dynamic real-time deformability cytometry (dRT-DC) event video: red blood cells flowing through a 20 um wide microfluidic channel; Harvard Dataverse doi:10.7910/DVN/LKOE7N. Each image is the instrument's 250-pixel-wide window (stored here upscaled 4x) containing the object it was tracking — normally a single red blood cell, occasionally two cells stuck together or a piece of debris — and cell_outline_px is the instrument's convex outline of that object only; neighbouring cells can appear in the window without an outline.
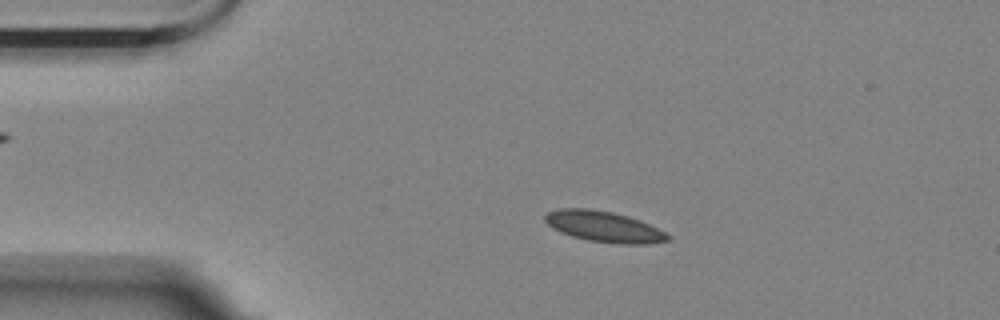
{"species": "Egyptian fruit bat (a non-hibernating species)", "species_latin": "Rousettus aegyptiacus", "temperature_condition": "room temperature", "stored_images_in_passage": 57, "camera_frame_rate_fps": 3000, "um_per_image_px": 0.085, "animal": {"sex": "female"}, "frame": {"image": 1, "passage_image": 11, "time_ms": 3.333, "image_size_px": [1000, 320], "cell_outline_px": [[672, 240], [648, 244], [616, 244], [588, 240], [572, 236], [560, 232], [552, 228], [544, 220], [544, 216], [548, 212], [560, 208], [588, 208], [612, 212], [628, 216], [640, 220], [672, 236]], "centroid_in_image_um": [51.34, 19.27], "position_along_channel_um": 33.7, "area_um2": 22.14}}
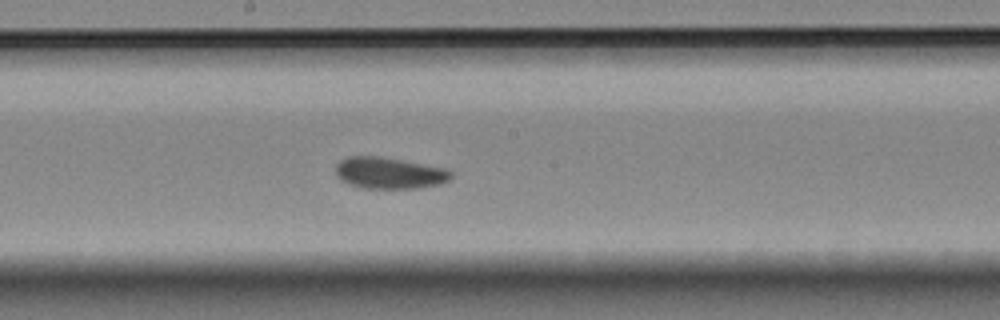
{"frame": {"image": 2, "passage_image": 30, "time_ms": 9.667, "image_size_px": [1000, 320], "cell_outline_px": [[452, 176], [448, 180], [440, 184], [416, 188], [364, 188], [348, 184], [340, 180], [336, 176], [336, 164], [340, 160], [348, 156], [376, 156], [448, 168], [452, 172]], "centroid_in_image_um": [33.07, 14.71], "position_along_channel_um": 215.1, "area_um2": 21.15}}
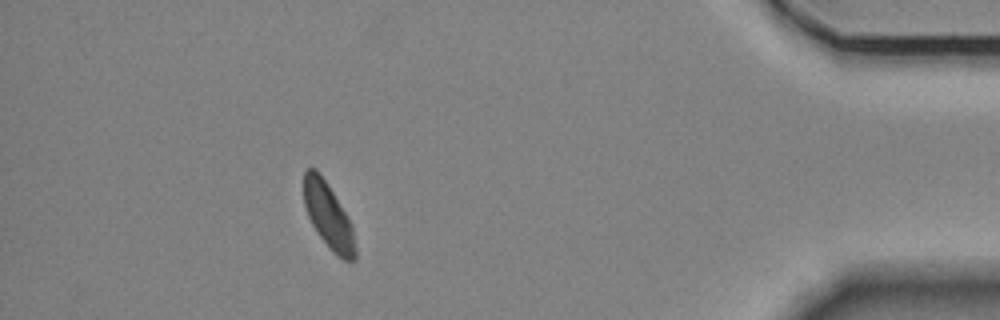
{"frame": {"image": 3, "passage_image": 51, "time_ms": 16.667, "image_size_px": [1000, 320], "cell_outline_px": [[356, 260], [344, 260], [336, 256], [332, 252], [316, 232], [308, 216], [304, 204], [304, 172], [308, 168], [316, 168], [320, 172], [348, 216], [352, 224], [356, 248]], "centroid_in_image_um": [27.92, 18.36], "position_along_channel_um": 407.3, "area_um2": 19.83}, "authors_computed_cell_mechanics": {"area_um2": 21.097, "velocity_mm_per_s": 3.4732, "shape_relaxation_time_tau1_ms": 6.2827, "shape_relaxation_time_tau2_ms": 3.4184, "deformation_change_tau1": 0.1029, "deformation_change_tau2": 0.0656}}